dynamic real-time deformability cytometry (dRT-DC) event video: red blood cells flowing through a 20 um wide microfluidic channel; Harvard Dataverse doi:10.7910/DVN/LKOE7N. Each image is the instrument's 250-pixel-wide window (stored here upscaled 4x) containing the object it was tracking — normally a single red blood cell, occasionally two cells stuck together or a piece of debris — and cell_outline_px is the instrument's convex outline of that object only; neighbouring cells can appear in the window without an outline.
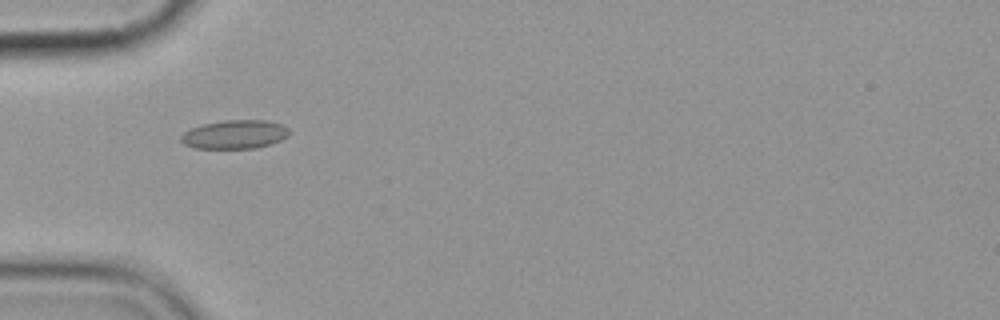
{"species": "common noctule bat (a hibernating species)", "species_latin": "Nyctalus noctula", "temperature_condition": "cold", "stored_images_in_passage": 9, "camera_frame_rate_fps": 3000, "um_per_image_px": 0.085, "animal": {"sex": "female", "body_mass_g": 19.9}, "frame": {"image": 1, "passage_image": 3, "time_ms": 2.333, "image_size_px": [1000, 320], "cell_outline_px": [[288, 136], [272, 144], [256, 148], [192, 148], [184, 144], [180, 140], [180, 136], [184, 132], [192, 128], [204, 124], [224, 120], [268, 120], [280, 124], [288, 128]], "centroid_in_image_um": [19.95, 11.43], "position_along_channel_um": 65.1, "area_um2": 18.09}}
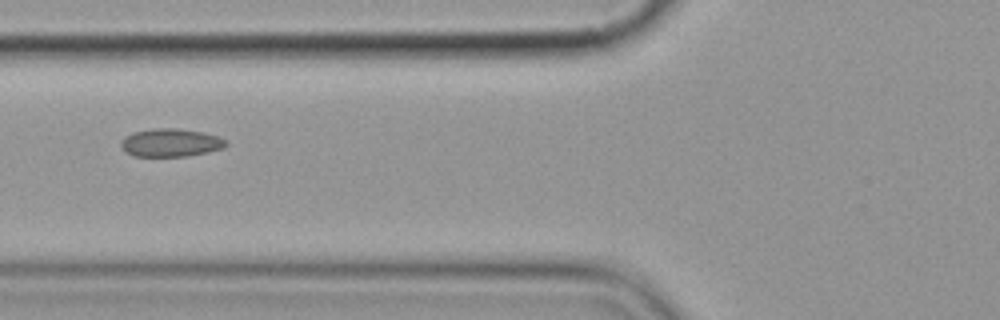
{"frame": {"image": 2, "passage_image": 4, "time_ms": 3.667, "image_size_px": [1000, 320], "cell_outline_px": [[228, 144], [224, 148], [208, 152], [188, 156], [132, 156], [124, 152], [120, 148], [120, 140], [124, 136], [132, 132], [152, 128], [176, 128], [204, 132], [216, 136], [224, 140]], "centroid_in_image_um": [14.44, 12.13], "position_along_channel_um": 111.4, "area_um2": 17.46}}
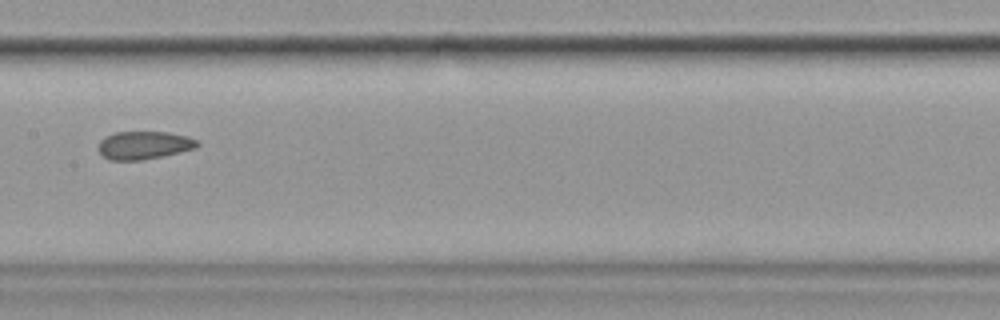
{"frame": {"image": 3, "passage_image": 6, "time_ms": 6.0, "image_size_px": [1000, 320], "cell_outline_px": [[200, 144], [196, 148], [180, 152], [144, 160], [108, 160], [96, 148], [100, 140], [104, 136], [116, 132], [168, 132], [188, 136], [196, 140]], "centroid_in_image_um": [12.21, 12.34], "position_along_channel_um": 195.2, "area_um2": 16.3}}